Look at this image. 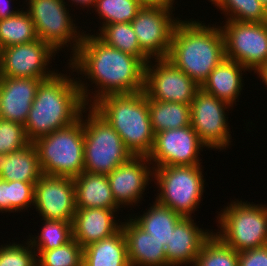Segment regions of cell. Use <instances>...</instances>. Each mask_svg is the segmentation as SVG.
<instances>
[{
  "instance_id": "6da1fadb",
  "label": "cell",
  "mask_w": 267,
  "mask_h": 266,
  "mask_svg": "<svg viewBox=\"0 0 267 266\" xmlns=\"http://www.w3.org/2000/svg\"><path fill=\"white\" fill-rule=\"evenodd\" d=\"M67 61L72 72L82 75V79L85 76L83 80L87 78L98 89L91 92L89 84L78 77L86 106H92L105 95L144 91L145 65L137 57L107 45L95 34L84 31L77 52Z\"/></svg>"
},
{
  "instance_id": "7a4b0ae2",
  "label": "cell",
  "mask_w": 267,
  "mask_h": 266,
  "mask_svg": "<svg viewBox=\"0 0 267 266\" xmlns=\"http://www.w3.org/2000/svg\"><path fill=\"white\" fill-rule=\"evenodd\" d=\"M71 75L72 72L69 76L57 72L40 83L24 124L26 136L31 143L73 124L80 118L86 104L82 99L77 77L74 79Z\"/></svg>"
},
{
  "instance_id": "3957f363",
  "label": "cell",
  "mask_w": 267,
  "mask_h": 266,
  "mask_svg": "<svg viewBox=\"0 0 267 266\" xmlns=\"http://www.w3.org/2000/svg\"><path fill=\"white\" fill-rule=\"evenodd\" d=\"M225 58L220 26L211 27L199 20H180L176 24L167 59L199 86Z\"/></svg>"
},
{
  "instance_id": "277c9868",
  "label": "cell",
  "mask_w": 267,
  "mask_h": 266,
  "mask_svg": "<svg viewBox=\"0 0 267 266\" xmlns=\"http://www.w3.org/2000/svg\"><path fill=\"white\" fill-rule=\"evenodd\" d=\"M92 107L120 135L125 147L133 156H148L151 153L155 133L144 91L105 95Z\"/></svg>"
},
{
  "instance_id": "5b68a950",
  "label": "cell",
  "mask_w": 267,
  "mask_h": 266,
  "mask_svg": "<svg viewBox=\"0 0 267 266\" xmlns=\"http://www.w3.org/2000/svg\"><path fill=\"white\" fill-rule=\"evenodd\" d=\"M43 175L74 178L84 171L82 115L73 124L32 142Z\"/></svg>"
},
{
  "instance_id": "8992f818",
  "label": "cell",
  "mask_w": 267,
  "mask_h": 266,
  "mask_svg": "<svg viewBox=\"0 0 267 266\" xmlns=\"http://www.w3.org/2000/svg\"><path fill=\"white\" fill-rule=\"evenodd\" d=\"M87 111L86 118L83 113ZM81 115L84 129V172L108 175L133 156L120 135L92 106H86Z\"/></svg>"
},
{
  "instance_id": "52a82bcc",
  "label": "cell",
  "mask_w": 267,
  "mask_h": 266,
  "mask_svg": "<svg viewBox=\"0 0 267 266\" xmlns=\"http://www.w3.org/2000/svg\"><path fill=\"white\" fill-rule=\"evenodd\" d=\"M235 200L218 212L213 233L238 253L267 245V204Z\"/></svg>"
},
{
  "instance_id": "ba28073f",
  "label": "cell",
  "mask_w": 267,
  "mask_h": 266,
  "mask_svg": "<svg viewBox=\"0 0 267 266\" xmlns=\"http://www.w3.org/2000/svg\"><path fill=\"white\" fill-rule=\"evenodd\" d=\"M202 165L163 166L153 169L154 183L158 186L156 201L182 217H192L204 193Z\"/></svg>"
},
{
  "instance_id": "9c48e42d",
  "label": "cell",
  "mask_w": 267,
  "mask_h": 266,
  "mask_svg": "<svg viewBox=\"0 0 267 266\" xmlns=\"http://www.w3.org/2000/svg\"><path fill=\"white\" fill-rule=\"evenodd\" d=\"M25 2L28 6L26 11L33 20L38 39L46 42L56 52L70 45L72 47L69 50H72L73 56L81 44L84 32L78 30V26L70 16L67 1L26 0Z\"/></svg>"
},
{
  "instance_id": "30bf717a",
  "label": "cell",
  "mask_w": 267,
  "mask_h": 266,
  "mask_svg": "<svg viewBox=\"0 0 267 266\" xmlns=\"http://www.w3.org/2000/svg\"><path fill=\"white\" fill-rule=\"evenodd\" d=\"M225 21V57L255 73L267 61V22Z\"/></svg>"
},
{
  "instance_id": "8fae6325",
  "label": "cell",
  "mask_w": 267,
  "mask_h": 266,
  "mask_svg": "<svg viewBox=\"0 0 267 266\" xmlns=\"http://www.w3.org/2000/svg\"><path fill=\"white\" fill-rule=\"evenodd\" d=\"M230 107L232 106L201 88L190 103L191 126L208 149L227 150L226 147L231 145L232 136L227 122L229 117L225 112Z\"/></svg>"
},
{
  "instance_id": "7c38bea8",
  "label": "cell",
  "mask_w": 267,
  "mask_h": 266,
  "mask_svg": "<svg viewBox=\"0 0 267 266\" xmlns=\"http://www.w3.org/2000/svg\"><path fill=\"white\" fill-rule=\"evenodd\" d=\"M199 89L167 58L151 59L145 65L144 92L150 99L190 104Z\"/></svg>"
},
{
  "instance_id": "4fadbf2b",
  "label": "cell",
  "mask_w": 267,
  "mask_h": 266,
  "mask_svg": "<svg viewBox=\"0 0 267 266\" xmlns=\"http://www.w3.org/2000/svg\"><path fill=\"white\" fill-rule=\"evenodd\" d=\"M172 9L142 6L131 21L140 49L150 59L169 55L173 30L181 19L174 18Z\"/></svg>"
},
{
  "instance_id": "5bb4252c",
  "label": "cell",
  "mask_w": 267,
  "mask_h": 266,
  "mask_svg": "<svg viewBox=\"0 0 267 266\" xmlns=\"http://www.w3.org/2000/svg\"><path fill=\"white\" fill-rule=\"evenodd\" d=\"M56 53L59 52L40 39L3 48L0 51L1 76L49 79L57 73L48 68Z\"/></svg>"
},
{
  "instance_id": "9a60e30c",
  "label": "cell",
  "mask_w": 267,
  "mask_h": 266,
  "mask_svg": "<svg viewBox=\"0 0 267 266\" xmlns=\"http://www.w3.org/2000/svg\"><path fill=\"white\" fill-rule=\"evenodd\" d=\"M204 147L206 148L198 134L189 125L157 132L148 158L153 169L163 166L202 165L198 156Z\"/></svg>"
},
{
  "instance_id": "2e32d148",
  "label": "cell",
  "mask_w": 267,
  "mask_h": 266,
  "mask_svg": "<svg viewBox=\"0 0 267 266\" xmlns=\"http://www.w3.org/2000/svg\"><path fill=\"white\" fill-rule=\"evenodd\" d=\"M34 206L44 220L73 222L77 210L74 179L42 175L35 183Z\"/></svg>"
},
{
  "instance_id": "e0dca14e",
  "label": "cell",
  "mask_w": 267,
  "mask_h": 266,
  "mask_svg": "<svg viewBox=\"0 0 267 266\" xmlns=\"http://www.w3.org/2000/svg\"><path fill=\"white\" fill-rule=\"evenodd\" d=\"M150 165L148 156H132L107 175L113 198L119 207L136 206L142 201L145 188L152 180L155 181Z\"/></svg>"
},
{
  "instance_id": "ac0fdd59",
  "label": "cell",
  "mask_w": 267,
  "mask_h": 266,
  "mask_svg": "<svg viewBox=\"0 0 267 266\" xmlns=\"http://www.w3.org/2000/svg\"><path fill=\"white\" fill-rule=\"evenodd\" d=\"M42 81L39 78L1 76L0 118L24 125Z\"/></svg>"
},
{
  "instance_id": "d6986e66",
  "label": "cell",
  "mask_w": 267,
  "mask_h": 266,
  "mask_svg": "<svg viewBox=\"0 0 267 266\" xmlns=\"http://www.w3.org/2000/svg\"><path fill=\"white\" fill-rule=\"evenodd\" d=\"M208 229H201L192 217H183L171 232L170 242L165 247L170 266H187L196 261L204 242L212 235Z\"/></svg>"
},
{
  "instance_id": "ffe728a7",
  "label": "cell",
  "mask_w": 267,
  "mask_h": 266,
  "mask_svg": "<svg viewBox=\"0 0 267 266\" xmlns=\"http://www.w3.org/2000/svg\"><path fill=\"white\" fill-rule=\"evenodd\" d=\"M117 211L119 210L77 208L72 222L73 239L85 248L117 233L122 228V222L115 217Z\"/></svg>"
},
{
  "instance_id": "44dd1931",
  "label": "cell",
  "mask_w": 267,
  "mask_h": 266,
  "mask_svg": "<svg viewBox=\"0 0 267 266\" xmlns=\"http://www.w3.org/2000/svg\"><path fill=\"white\" fill-rule=\"evenodd\" d=\"M122 222L131 266H170L165 246L141 229L131 218Z\"/></svg>"
},
{
  "instance_id": "7402d4cb",
  "label": "cell",
  "mask_w": 267,
  "mask_h": 266,
  "mask_svg": "<svg viewBox=\"0 0 267 266\" xmlns=\"http://www.w3.org/2000/svg\"><path fill=\"white\" fill-rule=\"evenodd\" d=\"M245 70L249 72L240 63L225 58L208 75L200 88L234 107L244 86L242 71L246 72Z\"/></svg>"
},
{
  "instance_id": "603a6c76",
  "label": "cell",
  "mask_w": 267,
  "mask_h": 266,
  "mask_svg": "<svg viewBox=\"0 0 267 266\" xmlns=\"http://www.w3.org/2000/svg\"><path fill=\"white\" fill-rule=\"evenodd\" d=\"M74 179L76 208L119 210L107 175L82 172ZM119 208V209H118Z\"/></svg>"
},
{
  "instance_id": "cb8c5ba5",
  "label": "cell",
  "mask_w": 267,
  "mask_h": 266,
  "mask_svg": "<svg viewBox=\"0 0 267 266\" xmlns=\"http://www.w3.org/2000/svg\"><path fill=\"white\" fill-rule=\"evenodd\" d=\"M38 153L33 145L9 154H0V179L36 183L42 176Z\"/></svg>"
},
{
  "instance_id": "d4e9b609",
  "label": "cell",
  "mask_w": 267,
  "mask_h": 266,
  "mask_svg": "<svg viewBox=\"0 0 267 266\" xmlns=\"http://www.w3.org/2000/svg\"><path fill=\"white\" fill-rule=\"evenodd\" d=\"M82 266H131L122 228L112 236L83 248Z\"/></svg>"
},
{
  "instance_id": "484cf974",
  "label": "cell",
  "mask_w": 267,
  "mask_h": 266,
  "mask_svg": "<svg viewBox=\"0 0 267 266\" xmlns=\"http://www.w3.org/2000/svg\"><path fill=\"white\" fill-rule=\"evenodd\" d=\"M183 217L171 208L159 204L156 200L142 215L131 219L145 232L152 235L165 247L170 242L171 232Z\"/></svg>"
},
{
  "instance_id": "4316f807",
  "label": "cell",
  "mask_w": 267,
  "mask_h": 266,
  "mask_svg": "<svg viewBox=\"0 0 267 266\" xmlns=\"http://www.w3.org/2000/svg\"><path fill=\"white\" fill-rule=\"evenodd\" d=\"M148 99V109L153 132L177 129L191 125L190 104L163 102Z\"/></svg>"
},
{
  "instance_id": "83f0119b",
  "label": "cell",
  "mask_w": 267,
  "mask_h": 266,
  "mask_svg": "<svg viewBox=\"0 0 267 266\" xmlns=\"http://www.w3.org/2000/svg\"><path fill=\"white\" fill-rule=\"evenodd\" d=\"M96 35L107 45L137 57L144 65L151 60L140 49L131 22L107 24Z\"/></svg>"
},
{
  "instance_id": "f1b7e54d",
  "label": "cell",
  "mask_w": 267,
  "mask_h": 266,
  "mask_svg": "<svg viewBox=\"0 0 267 266\" xmlns=\"http://www.w3.org/2000/svg\"><path fill=\"white\" fill-rule=\"evenodd\" d=\"M16 15L0 20V48L37 40L33 20L28 12L20 8Z\"/></svg>"
},
{
  "instance_id": "f546056e",
  "label": "cell",
  "mask_w": 267,
  "mask_h": 266,
  "mask_svg": "<svg viewBox=\"0 0 267 266\" xmlns=\"http://www.w3.org/2000/svg\"><path fill=\"white\" fill-rule=\"evenodd\" d=\"M43 220V226L39 233L34 237L30 236L27 240L35 251H47L58 248L69 242L73 238L72 222L61 220ZM45 221V222H44Z\"/></svg>"
},
{
  "instance_id": "4dcf8cb0",
  "label": "cell",
  "mask_w": 267,
  "mask_h": 266,
  "mask_svg": "<svg viewBox=\"0 0 267 266\" xmlns=\"http://www.w3.org/2000/svg\"><path fill=\"white\" fill-rule=\"evenodd\" d=\"M193 266H238V252L212 233L202 245Z\"/></svg>"
},
{
  "instance_id": "1f68e13d",
  "label": "cell",
  "mask_w": 267,
  "mask_h": 266,
  "mask_svg": "<svg viewBox=\"0 0 267 266\" xmlns=\"http://www.w3.org/2000/svg\"><path fill=\"white\" fill-rule=\"evenodd\" d=\"M215 7L225 14L226 20L267 22V10L258 0H218Z\"/></svg>"
},
{
  "instance_id": "d6a6232c",
  "label": "cell",
  "mask_w": 267,
  "mask_h": 266,
  "mask_svg": "<svg viewBox=\"0 0 267 266\" xmlns=\"http://www.w3.org/2000/svg\"><path fill=\"white\" fill-rule=\"evenodd\" d=\"M141 7L138 0H96L94 10L103 21L99 31L107 24L131 22Z\"/></svg>"
},
{
  "instance_id": "836d02e7",
  "label": "cell",
  "mask_w": 267,
  "mask_h": 266,
  "mask_svg": "<svg viewBox=\"0 0 267 266\" xmlns=\"http://www.w3.org/2000/svg\"><path fill=\"white\" fill-rule=\"evenodd\" d=\"M37 266H82L83 248L73 238L47 251H36Z\"/></svg>"
},
{
  "instance_id": "e575fe53",
  "label": "cell",
  "mask_w": 267,
  "mask_h": 266,
  "mask_svg": "<svg viewBox=\"0 0 267 266\" xmlns=\"http://www.w3.org/2000/svg\"><path fill=\"white\" fill-rule=\"evenodd\" d=\"M30 143L24 125L0 118V154L19 151Z\"/></svg>"
},
{
  "instance_id": "d590c367",
  "label": "cell",
  "mask_w": 267,
  "mask_h": 266,
  "mask_svg": "<svg viewBox=\"0 0 267 266\" xmlns=\"http://www.w3.org/2000/svg\"><path fill=\"white\" fill-rule=\"evenodd\" d=\"M26 243V244H25ZM0 246V266H37L36 251L29 240Z\"/></svg>"
},
{
  "instance_id": "8d00e7d4",
  "label": "cell",
  "mask_w": 267,
  "mask_h": 266,
  "mask_svg": "<svg viewBox=\"0 0 267 266\" xmlns=\"http://www.w3.org/2000/svg\"><path fill=\"white\" fill-rule=\"evenodd\" d=\"M35 184L32 182L9 181L10 212L25 211L34 205Z\"/></svg>"
},
{
  "instance_id": "74e56055",
  "label": "cell",
  "mask_w": 267,
  "mask_h": 266,
  "mask_svg": "<svg viewBox=\"0 0 267 266\" xmlns=\"http://www.w3.org/2000/svg\"><path fill=\"white\" fill-rule=\"evenodd\" d=\"M238 266H267V245L238 253Z\"/></svg>"
},
{
  "instance_id": "f35d334b",
  "label": "cell",
  "mask_w": 267,
  "mask_h": 266,
  "mask_svg": "<svg viewBox=\"0 0 267 266\" xmlns=\"http://www.w3.org/2000/svg\"><path fill=\"white\" fill-rule=\"evenodd\" d=\"M0 212H10L9 181L0 179Z\"/></svg>"
},
{
  "instance_id": "ab89813d",
  "label": "cell",
  "mask_w": 267,
  "mask_h": 266,
  "mask_svg": "<svg viewBox=\"0 0 267 266\" xmlns=\"http://www.w3.org/2000/svg\"><path fill=\"white\" fill-rule=\"evenodd\" d=\"M10 4L11 0H0V20L12 17L20 11L18 8L17 10L10 9L12 7Z\"/></svg>"
},
{
  "instance_id": "60d3db41",
  "label": "cell",
  "mask_w": 267,
  "mask_h": 266,
  "mask_svg": "<svg viewBox=\"0 0 267 266\" xmlns=\"http://www.w3.org/2000/svg\"><path fill=\"white\" fill-rule=\"evenodd\" d=\"M141 6L160 7V8H175L174 0H138Z\"/></svg>"
},
{
  "instance_id": "b9f144b4",
  "label": "cell",
  "mask_w": 267,
  "mask_h": 266,
  "mask_svg": "<svg viewBox=\"0 0 267 266\" xmlns=\"http://www.w3.org/2000/svg\"><path fill=\"white\" fill-rule=\"evenodd\" d=\"M70 2V0H68ZM72 1V4H77V5H80V7H82L83 9L86 7H88L87 9L89 8H94L95 7V4H96V0H71ZM74 2V3H73ZM91 6V7H90Z\"/></svg>"
},
{
  "instance_id": "7bdbcfd3",
  "label": "cell",
  "mask_w": 267,
  "mask_h": 266,
  "mask_svg": "<svg viewBox=\"0 0 267 266\" xmlns=\"http://www.w3.org/2000/svg\"><path fill=\"white\" fill-rule=\"evenodd\" d=\"M267 87V61L255 72Z\"/></svg>"
},
{
  "instance_id": "ee69618b",
  "label": "cell",
  "mask_w": 267,
  "mask_h": 266,
  "mask_svg": "<svg viewBox=\"0 0 267 266\" xmlns=\"http://www.w3.org/2000/svg\"><path fill=\"white\" fill-rule=\"evenodd\" d=\"M267 10V0H258Z\"/></svg>"
},
{
  "instance_id": "f6af8a7d",
  "label": "cell",
  "mask_w": 267,
  "mask_h": 266,
  "mask_svg": "<svg viewBox=\"0 0 267 266\" xmlns=\"http://www.w3.org/2000/svg\"><path fill=\"white\" fill-rule=\"evenodd\" d=\"M218 0H209V2H212V4H216Z\"/></svg>"
}]
</instances>
